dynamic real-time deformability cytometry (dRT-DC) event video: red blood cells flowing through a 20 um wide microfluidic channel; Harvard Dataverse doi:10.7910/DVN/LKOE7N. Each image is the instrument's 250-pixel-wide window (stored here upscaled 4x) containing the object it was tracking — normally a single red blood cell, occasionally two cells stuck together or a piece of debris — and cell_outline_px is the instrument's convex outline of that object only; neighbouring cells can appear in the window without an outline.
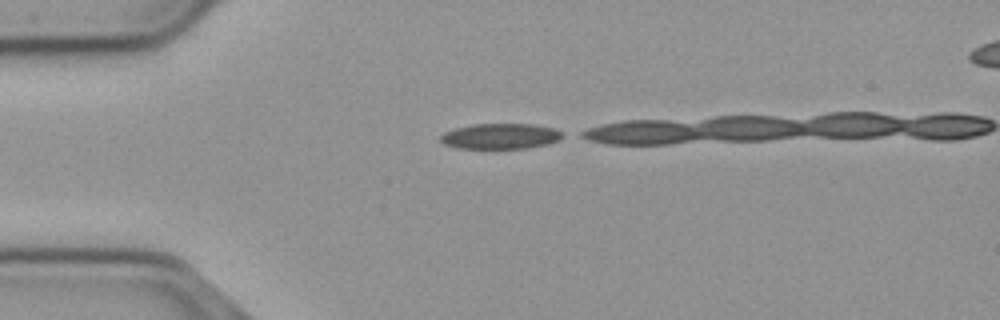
{"species": "common noctule bat (a hibernating species)", "species_latin": "Nyctalus noctula", "temperature_condition": "cold", "stored_images_in_passage": 11, "camera_frame_rate_fps": 3000, "um_per_image_px": 0.085, "animal": {"sex": "male", "body_mass_g": 23.1, "forearm_length_mm": 52.7}, "frame": {"image": 1, "passage_image": 1, "time_ms": 0.0, "image_size_px": [1000, 320], "cell_outline_px": [[568, 136], [560, 140], [548, 144], [528, 148], [456, 148], [444, 144], [440, 140], [440, 136], [444, 132], [456, 128], [472, 124], [536, 124], [552, 128]], "centroid_in_image_um": [42.57, 11.58], "position_along_channel_um": 42.4, "area_um2": 18.26}}